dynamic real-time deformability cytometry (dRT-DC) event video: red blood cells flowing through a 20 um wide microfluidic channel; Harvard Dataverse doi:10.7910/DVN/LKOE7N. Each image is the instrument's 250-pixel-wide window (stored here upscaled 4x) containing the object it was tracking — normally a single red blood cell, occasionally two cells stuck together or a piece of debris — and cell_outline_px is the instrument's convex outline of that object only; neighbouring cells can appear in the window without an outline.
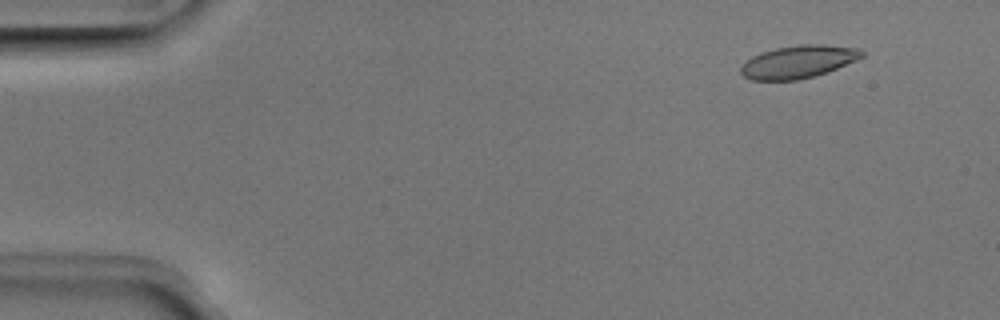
{"species": "Egyptian fruit bat (a non-hibernating species)", "species_latin": "Rousettus aegyptiacus", "temperature_condition": "room temperature", "stored_images_in_passage": 51, "camera_frame_rate_fps": 3000, "um_per_image_px": 0.085, "animal": {"sex": "male"}, "frame": {"image": 1, "passage_image": 5, "time_ms": 1.333, "image_size_px": [1000, 320], "cell_outline_px": [[864, 56], [856, 60], [828, 72], [796, 80], [752, 80], [744, 76], [740, 72], [740, 68], [752, 56], [760, 52], [776, 48], [796, 44], [824, 44], [860, 48], [864, 52]], "centroid_in_image_um": [67.88, 5.23], "position_along_channel_um": 17.1, "area_um2": 23.12}}
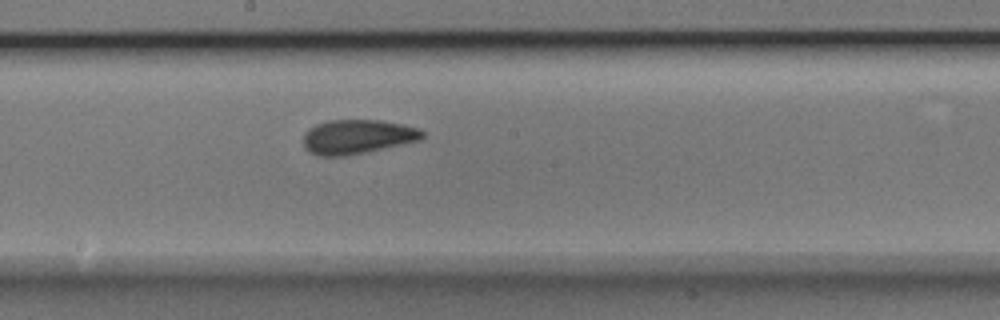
{"frame": {"image": 2, "passage_image": 28, "time_ms": 9.0, "image_size_px": [1000, 320], "cell_outline_px": [[424, 136], [420, 140], [364, 152], [344, 156], [316, 156], [308, 152], [304, 148], [304, 132], [308, 128], [316, 124], [328, 120], [380, 120], [404, 124], [420, 128], [424, 132]], "centroid_in_image_um": [30.35, 11.61], "position_along_channel_um": 217.9, "area_um2": 23.93}}
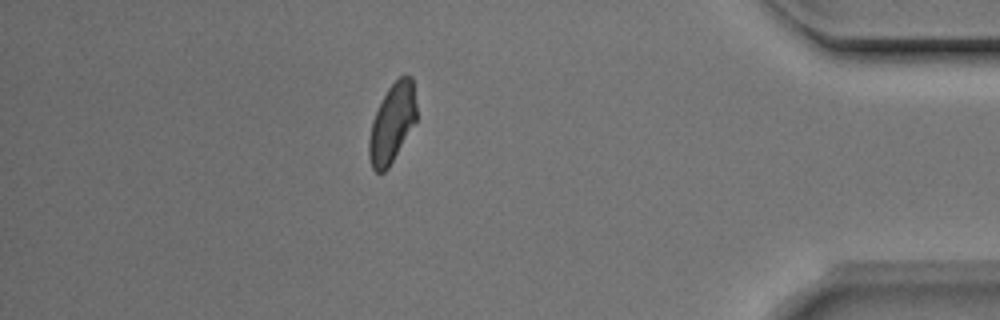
{"frame": {"image": 3, "passage_image": 45, "time_ms": 14.667, "image_size_px": [1000, 320], "cell_outline_px": [[416, 120], [388, 168], [384, 172], [376, 172], [372, 168], [368, 156], [368, 140], [372, 120], [388, 88], [400, 76], [412, 76], [416, 104]], "centroid_in_image_um": [33.31, 10.48], "position_along_channel_um": 401.9, "area_um2": 21.5}, "authors_computed_cell_mechanics": {"area_um2": 23.0044, "velocity_mm_per_s": 3.9502, "shape_relaxation_time_tau1_ms": 3.4622, "shape_relaxation_time_tau2_ms": 1.3017, "deformation_change_tau1": 0.1197, "deformation_change_tau2": 0.0545}}